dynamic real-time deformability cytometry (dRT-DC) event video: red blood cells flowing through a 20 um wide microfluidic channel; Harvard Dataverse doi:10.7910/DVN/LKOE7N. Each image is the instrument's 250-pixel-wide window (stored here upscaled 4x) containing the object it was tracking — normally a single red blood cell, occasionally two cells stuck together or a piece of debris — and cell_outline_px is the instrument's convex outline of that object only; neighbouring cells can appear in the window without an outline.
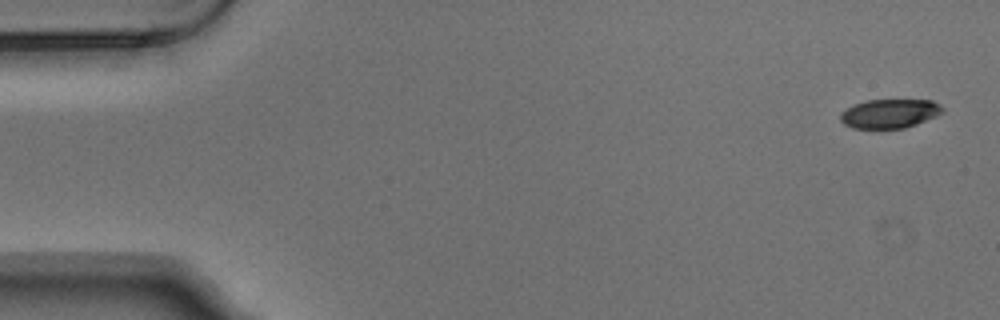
{"species": "Egyptian fruit bat (a non-hibernating species)", "species_latin": "Rousettus aegyptiacus", "temperature_condition": "warm", "stored_images_in_passage": 5, "camera_frame_rate_fps": 3000, "um_per_image_px": 0.085, "animal": {"sex": "male"}, "frame": {"image": 1, "passage_image": 1, "time_ms": 0.0, "image_size_px": [1000, 320], "cell_outline_px": [[944, 112], [936, 116], [916, 124], [904, 128], [852, 128], [844, 124], [840, 120], [840, 112], [852, 104], [868, 100], [932, 100], [940, 104], [944, 108]], "centroid_in_image_um": [75.61, 9.64], "position_along_channel_um": 9.4, "area_um2": 17.4}}
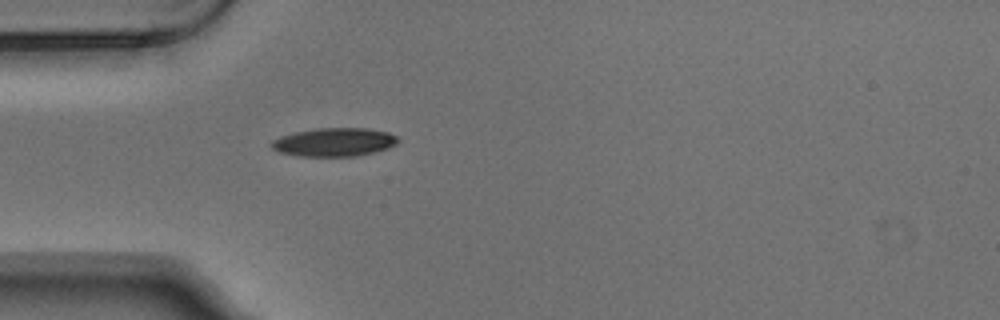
{"frame": {"image": 2, "passage_image": 5, "time_ms": 1.333, "image_size_px": [1000, 320], "cell_outline_px": [[400, 140], [396, 144], [388, 148], [376, 152], [356, 156], [296, 156], [280, 152], [272, 148], [268, 144], [272, 140], [280, 136], [296, 132], [316, 128], [368, 128], [388, 132], [396, 136]], "centroid_in_image_um": [28.4, 12.08], "position_along_channel_um": 56.6, "area_um2": 21.15}}